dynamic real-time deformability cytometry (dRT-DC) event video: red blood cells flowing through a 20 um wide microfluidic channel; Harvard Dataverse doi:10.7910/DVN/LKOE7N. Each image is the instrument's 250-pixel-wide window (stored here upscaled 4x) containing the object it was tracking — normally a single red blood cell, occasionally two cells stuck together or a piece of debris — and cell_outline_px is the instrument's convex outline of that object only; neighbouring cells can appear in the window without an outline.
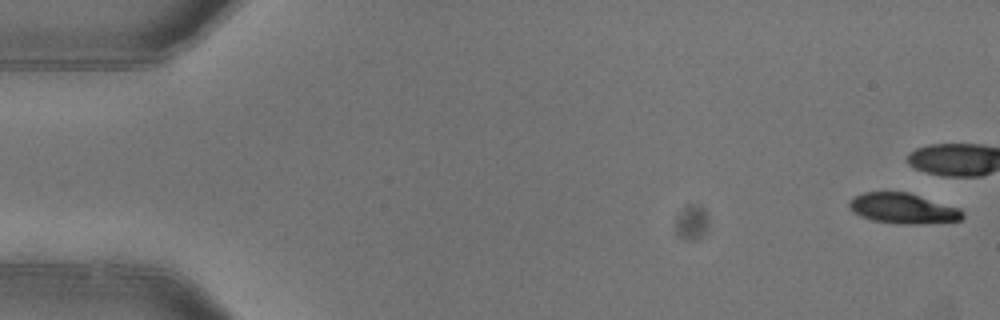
{"species": "common noctule bat (a hibernating species)", "species_latin": "Nyctalus noctula", "temperature_condition": "warm", "stored_images_in_passage": 6, "camera_frame_rate_fps": 3000, "um_per_image_px": 0.085, "animal": {"sex": "female"}, "frame": {"image": 1, "passage_image": 1, "time_ms": 0.0, "image_size_px": [1000, 320], "cell_outline_px": [[964, 216], [960, 220], [916, 224], [896, 224], [872, 220], [860, 216], [852, 212], [848, 204], [856, 196], [864, 192], [908, 192], [960, 208], [964, 212]], "centroid_in_image_um": [76.76, 17.72], "position_along_channel_um": 8.2, "area_um2": 20.0}}
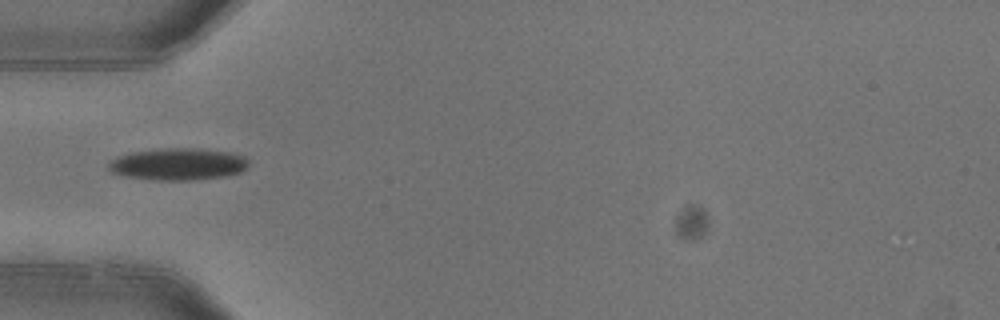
{"frame": {"image": 2, "passage_image": 5, "time_ms": 1.333, "image_size_px": [1000, 320], "cell_outline_px": [[248, 168], [240, 172], [224, 176], [188, 180], [156, 180], [124, 176], [112, 172], [108, 168], [108, 164], [112, 160], [128, 152], [160, 148], [196, 148], [228, 152], [244, 156], [248, 160]], "centroid_in_image_um": [15.13, 13.94], "position_along_channel_um": 69.9, "area_um2": 26.07}}